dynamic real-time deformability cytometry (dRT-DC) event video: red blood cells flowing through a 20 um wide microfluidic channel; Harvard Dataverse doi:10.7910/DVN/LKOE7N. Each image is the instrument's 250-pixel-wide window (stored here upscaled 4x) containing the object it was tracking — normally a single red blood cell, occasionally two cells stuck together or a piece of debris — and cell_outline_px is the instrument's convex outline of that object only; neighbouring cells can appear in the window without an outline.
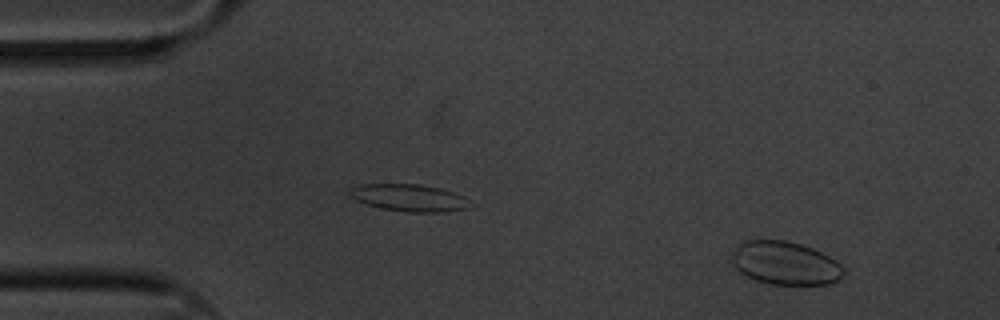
{"species": "common noctule bat (a hibernating species)", "species_latin": "Nyctalus noctula", "temperature_condition": "cold", "stored_images_in_passage": 4, "camera_frame_rate_fps": 3000, "um_per_image_px": 0.085, "animal": {"sex": "male", "body_mass_g": 20.1, "forearm_length_mm": 53.5}, "frame": {"image": 1, "passage_image": 1, "time_ms": 0.0, "image_size_px": [1000, 320], "cell_outline_px": [[844, 276], [840, 280], [828, 284], [772, 284], [756, 280], [740, 272], [732, 264], [732, 252], [740, 240], [788, 240], [812, 248], [836, 260], [844, 268]], "centroid_in_image_um": [66.74, 22.35], "position_along_channel_um": 18.3, "area_um2": 28.32}}